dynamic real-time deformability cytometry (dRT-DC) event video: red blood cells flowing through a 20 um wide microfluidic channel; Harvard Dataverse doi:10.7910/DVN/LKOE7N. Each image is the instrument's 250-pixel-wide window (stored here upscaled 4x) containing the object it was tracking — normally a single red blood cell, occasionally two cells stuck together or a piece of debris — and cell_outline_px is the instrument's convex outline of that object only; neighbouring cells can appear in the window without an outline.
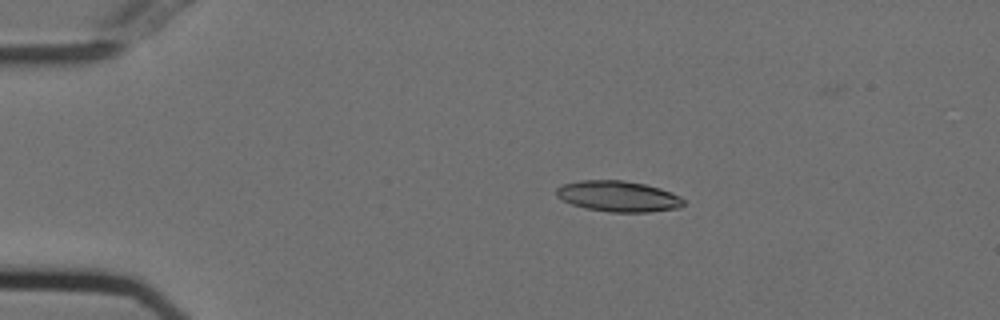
{"species": "Egyptian fruit bat (a non-hibernating species)", "species_latin": "Rousettus aegyptiacus", "temperature_condition": "cold", "stored_images_in_passage": 53, "camera_frame_rate_fps": 3000, "um_per_image_px": 0.085, "animal": {"sex": "female"}, "frame": {"image": 1, "passage_image": 9, "time_ms": 2.667, "image_size_px": [1000, 320], "cell_outline_px": [[684, 204], [680, 208], [648, 212], [612, 212], [584, 208], [572, 204], [556, 196], [556, 188], [560, 184], [580, 180], [620, 180], [644, 184], [660, 188], [672, 192], [680, 196], [684, 200]], "centroid_in_image_um": [52.54, 16.68], "position_along_channel_um": 32.5, "area_um2": 22.95}}
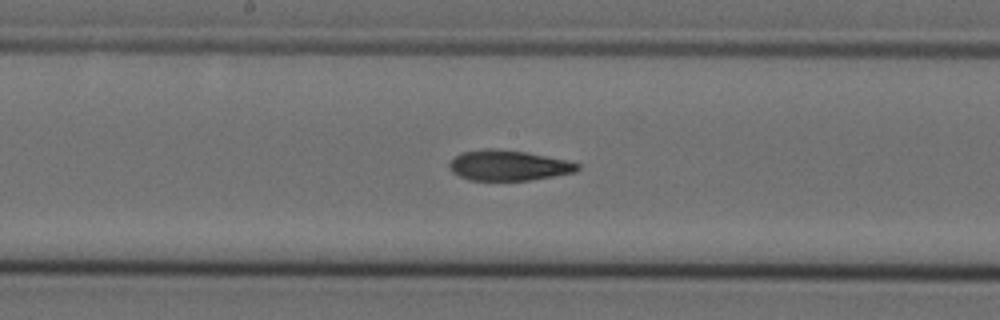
{"frame": {"image": 2, "passage_image": 27, "time_ms": 8.667, "image_size_px": [1000, 320], "cell_outline_px": [[580, 168], [576, 172], [532, 180], [468, 180], [452, 172], [448, 168], [448, 164], [456, 156], [464, 152], [484, 148], [492, 148], [524, 152], [548, 156], [580, 164]], "centroid_in_image_um": [43.21, 14.07], "position_along_channel_um": 205.0, "area_um2": 22.6}}
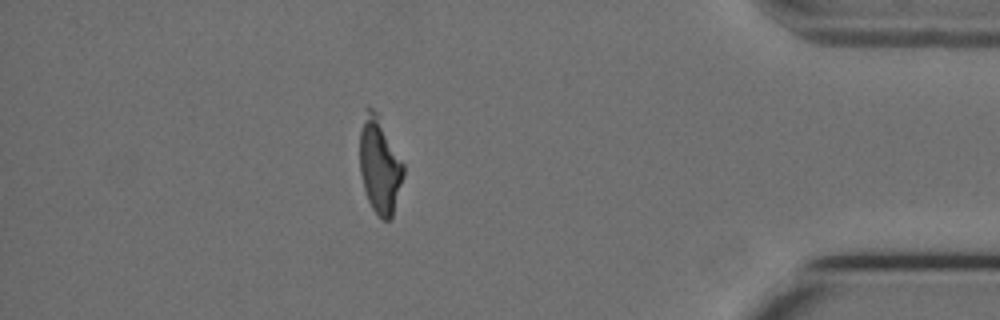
{"frame": {"image": 3, "passage_image": 46, "time_ms": 15.0, "image_size_px": [1000, 320], "cell_outline_px": [[404, 176], [392, 216], [388, 220], [384, 220], [372, 208], [368, 200], [364, 188], [360, 172], [360, 132], [364, 108], [372, 108], [376, 112], [404, 164]], "centroid_in_image_um": [32.26, 14.06], "position_along_channel_um": 402.9, "area_um2": 24.1}, "authors_computed_cell_mechanics": {"area_um2": 23.409, "velocity_mm_per_s": 3.7336, "shape_relaxation_time_tau1_ms": 7.0921, "shape_relaxation_time_tau2_ms": 4.0549, "deformation_change_tau1": 0.1957, "deformation_change_tau2": 0.1318}}